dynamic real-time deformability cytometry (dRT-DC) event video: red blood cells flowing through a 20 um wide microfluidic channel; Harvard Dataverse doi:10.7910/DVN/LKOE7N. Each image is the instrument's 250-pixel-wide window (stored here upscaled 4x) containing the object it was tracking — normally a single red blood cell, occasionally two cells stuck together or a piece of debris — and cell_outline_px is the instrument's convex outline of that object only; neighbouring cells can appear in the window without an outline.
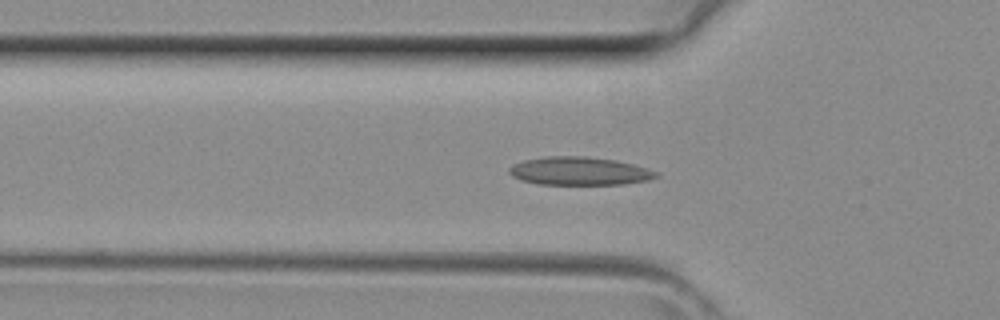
{"species": "common noctule bat (a hibernating species)", "species_latin": "Nyctalus noctula", "temperature_condition": "room temperature", "stored_images_in_passage": 40, "camera_frame_rate_fps": 3000, "um_per_image_px": 0.085, "animal": {"sex": "female", "body_mass_g": 29.2, "forearm_length_mm": 56.3}, "frame": {"image": 1, "passage_image": 14, "time_ms": 4.333, "image_size_px": [1000, 320], "cell_outline_px": [[660, 176], [648, 180], [624, 184], [540, 184], [520, 180], [512, 176], [508, 172], [508, 168], [512, 164], [524, 160], [544, 156], [584, 156], [616, 160], [648, 168], [660, 172]], "centroid_in_image_um": [49.25, 14.53], "position_along_channel_um": 76.6, "area_um2": 24.33}}
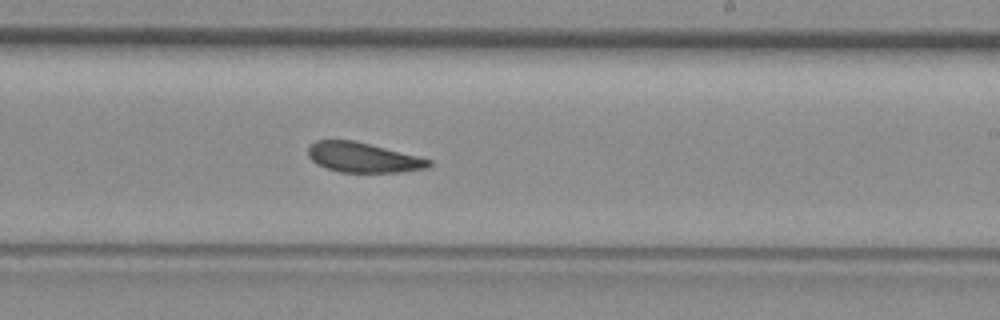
{"frame": {"image": 2, "passage_image": 25, "time_ms": 8.0, "image_size_px": [1000, 320], "cell_outline_px": [[432, 164], [428, 168], [400, 172], [340, 172], [316, 164], [308, 156], [308, 148], [316, 140], [352, 140], [432, 160]], "centroid_in_image_um": [30.84, 13.39], "position_along_channel_um": 258.2, "area_um2": 20.69}}
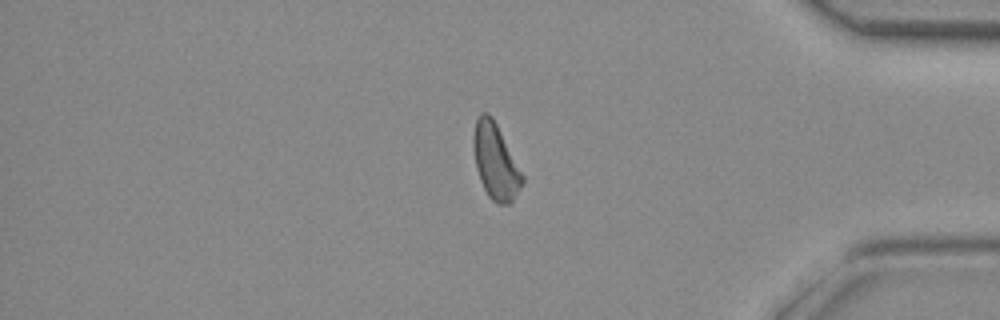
{"frame": {"image": 3, "passage_image": 35, "time_ms": 11.333, "image_size_px": [1000, 320], "cell_outline_px": [[524, 180], [512, 200], [508, 204], [500, 204], [492, 200], [488, 196], [480, 180], [476, 168], [472, 148], [472, 136], [476, 120], [480, 112], [488, 112], [492, 116], [524, 176]], "centroid_in_image_um": [42.08, 13.69], "position_along_channel_um": 393.1, "area_um2": 21.39}}